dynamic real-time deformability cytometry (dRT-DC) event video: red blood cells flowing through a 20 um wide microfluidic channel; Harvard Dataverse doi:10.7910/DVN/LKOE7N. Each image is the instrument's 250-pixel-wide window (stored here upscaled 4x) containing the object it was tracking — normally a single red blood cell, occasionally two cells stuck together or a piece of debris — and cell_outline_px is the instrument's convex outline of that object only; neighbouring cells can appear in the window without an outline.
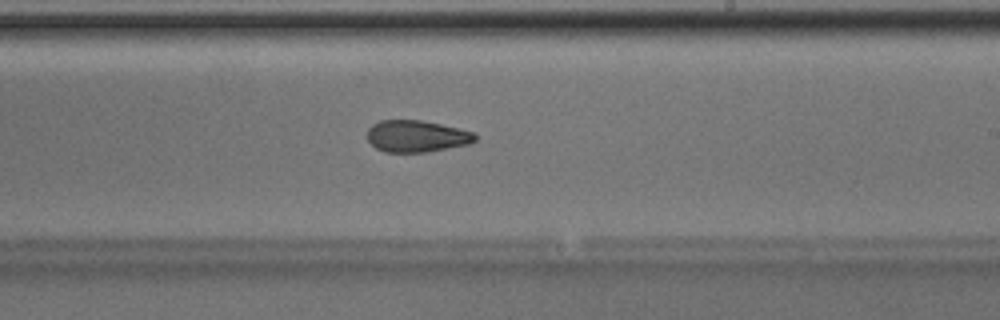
{"species": "Egyptian fruit bat (a non-hibernating species)", "species_latin": "Rousettus aegyptiacus", "temperature_condition": "room temperature", "stored_images_in_passage": 41, "camera_frame_rate_fps": 3000, "um_per_image_px": 0.085, "animal": {"sex": "male"}, "frame": {"image": 1, "passage_image": 30, "time_ms": 9.667, "image_size_px": [1000, 320], "cell_outline_px": [[476, 140], [472, 144], [424, 152], [384, 152], [376, 148], [368, 140], [368, 128], [372, 124], [380, 120], [420, 120], [460, 128], [476, 132]], "centroid_in_image_um": [35.44, 11.57], "position_along_channel_um": 253.6, "area_um2": 20.11}, "authors_computed_cell_mechanics": {"area_um2": 20.8658, "velocity_mm_per_s": 4.0422, "shape_relaxation_time_tau1_ms": null, "shape_relaxation_time_tau2_ms": 4.8494, "deformation_change_tau1": null, "deformation_change_tau2": 0.1115}}